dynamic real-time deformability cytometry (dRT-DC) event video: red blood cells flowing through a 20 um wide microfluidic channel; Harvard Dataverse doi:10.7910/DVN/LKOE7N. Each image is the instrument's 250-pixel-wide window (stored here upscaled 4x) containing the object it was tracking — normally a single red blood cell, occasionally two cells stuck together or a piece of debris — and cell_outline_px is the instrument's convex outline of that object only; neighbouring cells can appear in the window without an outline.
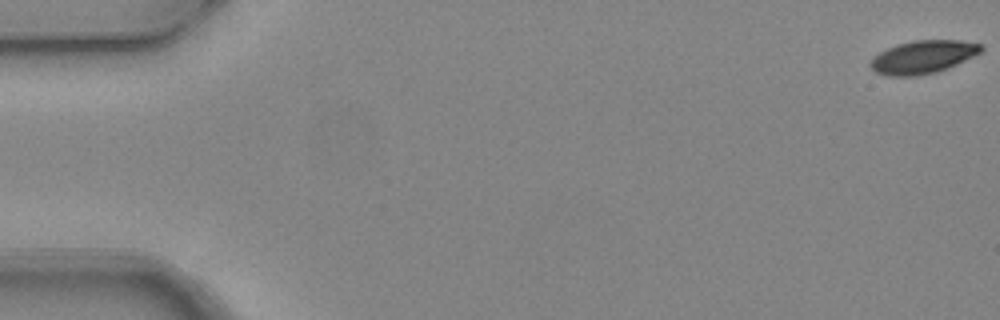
{"species": "common noctule bat (a hibernating species)", "species_latin": "Nyctalus noctula", "temperature_condition": "warm", "stored_images_in_passage": 3, "camera_frame_rate_fps": 3000, "um_per_image_px": 0.085, "animal": {"sex": "female", "body_mass_g": 24.6, "forearm_length_mm": 56.2}, "frame": {"image": 1, "passage_image": 1, "time_ms": 0.0, "image_size_px": [1000, 320], "cell_outline_px": [[984, 48], [980, 52], [948, 68], [936, 72], [916, 76], [888, 76], [876, 72], [868, 64], [880, 52], [896, 44], [912, 40], [960, 40], [980, 44]], "centroid_in_image_um": [78.44, 4.84], "position_along_channel_um": 6.6, "area_um2": 21.1}}